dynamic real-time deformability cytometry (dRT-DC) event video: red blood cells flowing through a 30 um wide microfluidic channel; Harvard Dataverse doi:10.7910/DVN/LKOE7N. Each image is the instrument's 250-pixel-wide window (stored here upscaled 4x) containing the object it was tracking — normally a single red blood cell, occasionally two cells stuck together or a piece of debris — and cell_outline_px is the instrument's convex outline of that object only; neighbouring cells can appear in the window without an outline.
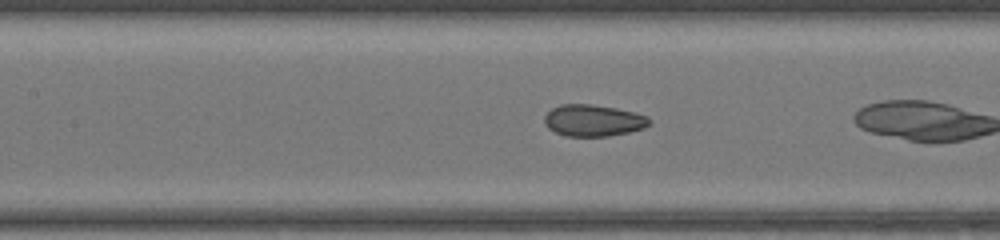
{"species": "common noctule bat (a hibernating species)", "species_latin": "Nyctalus noctula", "temperature_condition": "warm", "stored_images_in_passage": 36, "camera_frame_rate_fps": 3000, "um_per_image_px": 0.085, "animal": {"sex": "female", "body_mass_g": 17.0, "forearm_length_mm": 48.0}, "frame": {"image": 1, "passage_image": 21, "time_ms": 6.667, "image_size_px": [1000, 240], "cell_outline_px": [[652, 120], [644, 128], [628, 132], [608, 136], [564, 136], [548, 128], [544, 124], [544, 116], [552, 108], [560, 104], [592, 104], [616, 108], [648, 116]], "centroid_in_image_um": [50.4, 10.24], "position_along_channel_um": 157.0, "area_um2": 19.36}}